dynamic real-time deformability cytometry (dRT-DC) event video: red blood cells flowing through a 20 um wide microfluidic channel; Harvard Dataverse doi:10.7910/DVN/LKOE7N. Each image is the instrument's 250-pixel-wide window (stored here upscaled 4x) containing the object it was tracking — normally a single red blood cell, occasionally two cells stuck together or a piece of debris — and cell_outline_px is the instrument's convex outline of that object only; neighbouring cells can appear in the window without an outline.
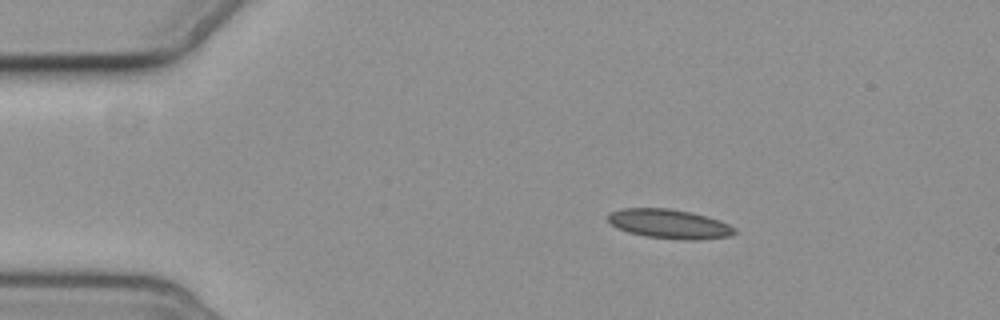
{"species": "common noctule bat (a hibernating species)", "species_latin": "Nyctalus noctula", "temperature_condition": "cold", "stored_images_in_passage": 3, "camera_frame_rate_fps": 3000, "um_per_image_px": 0.085, "animal": {"sex": "female", "body_mass_g": 19.3, "forearm_length_mm": 54.1}, "frame": {"image": 1, "passage_image": 1, "time_ms": 0.0, "image_size_px": [1000, 320], "cell_outline_px": [[736, 232], [728, 236], [696, 240], [680, 240], [644, 236], [628, 232], [616, 228], [608, 220], [608, 216], [612, 212], [620, 208], [668, 208], [692, 212], [708, 216], [720, 220], [736, 228]], "centroid_in_image_um": [56.9, 19.03], "position_along_channel_um": 28.1, "area_um2": 21.73}}